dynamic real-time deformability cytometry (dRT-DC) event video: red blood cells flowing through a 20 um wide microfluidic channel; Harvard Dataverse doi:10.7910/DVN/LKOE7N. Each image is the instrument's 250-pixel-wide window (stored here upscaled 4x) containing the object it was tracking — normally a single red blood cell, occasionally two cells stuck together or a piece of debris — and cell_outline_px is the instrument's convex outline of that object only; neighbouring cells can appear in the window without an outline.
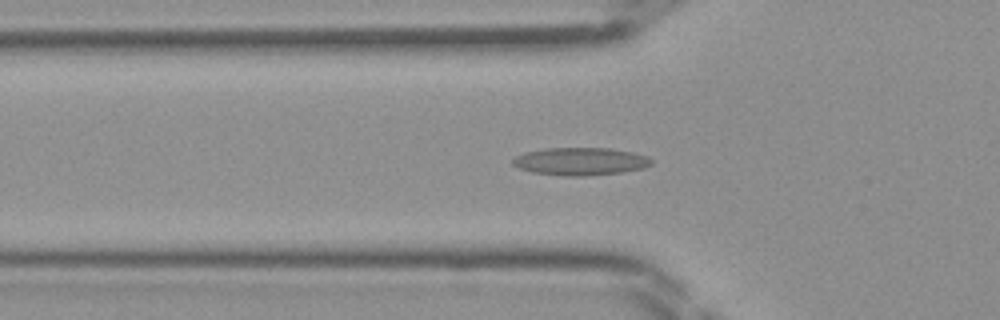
{"species": "Egyptian fruit bat (a non-hibernating species)", "species_latin": "Rousettus aegyptiacus", "temperature_condition": "room temperature", "stored_images_in_passage": 48, "segment_of_instrument_passage": [1, 2], "camera_frame_rate_fps": 3000, "um_per_image_px": 0.085, "frame": {"image": 1, "passage_image": 16, "time_ms": 5.0, "image_size_px": [1000, 320], "cell_outline_px": [[652, 164], [644, 168], [620, 172], [584, 176], [564, 176], [532, 172], [520, 168], [512, 164], [512, 160], [516, 156], [524, 152], [544, 148], [612, 148], [632, 152], [648, 156], [652, 160]], "centroid_in_image_um": [49.33, 13.71], "position_along_channel_um": 76.5, "area_um2": 22.43}}
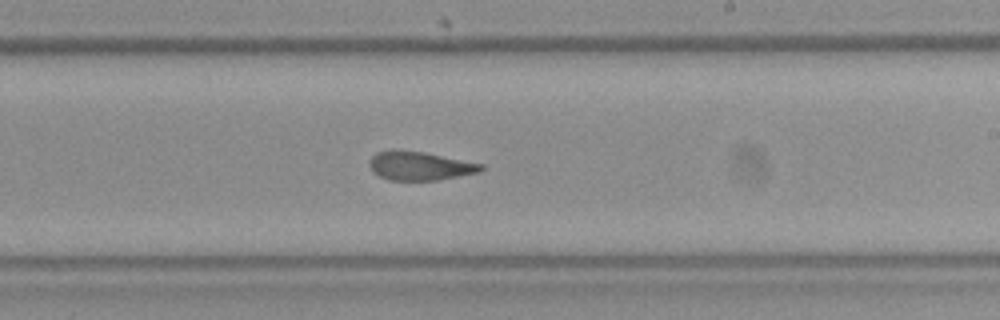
{"frame": {"image": 2, "passage_image": 28, "time_ms": 9.0, "image_size_px": [1000, 320], "cell_outline_px": [[484, 168], [480, 172], [436, 180], [388, 180], [372, 172], [368, 164], [368, 160], [376, 152], [392, 148], [424, 152], [484, 164]], "centroid_in_image_um": [35.63, 14.08], "position_along_channel_um": 253.4, "area_um2": 18.96}}
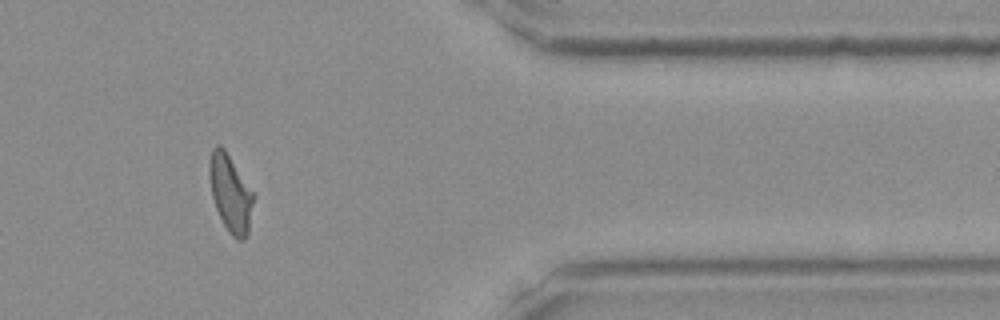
{"frame": {"image": 3, "passage_image": 39, "time_ms": 12.667, "image_size_px": [1000, 320], "cell_outline_px": [[256, 196], [248, 236], [244, 240], [236, 240], [228, 232], [216, 208], [212, 196], [208, 176], [208, 168], [212, 148], [216, 144], [220, 144], [224, 148]], "centroid_in_image_um": [19.61, 16.46], "position_along_channel_um": 391.8, "area_um2": 20.23}}